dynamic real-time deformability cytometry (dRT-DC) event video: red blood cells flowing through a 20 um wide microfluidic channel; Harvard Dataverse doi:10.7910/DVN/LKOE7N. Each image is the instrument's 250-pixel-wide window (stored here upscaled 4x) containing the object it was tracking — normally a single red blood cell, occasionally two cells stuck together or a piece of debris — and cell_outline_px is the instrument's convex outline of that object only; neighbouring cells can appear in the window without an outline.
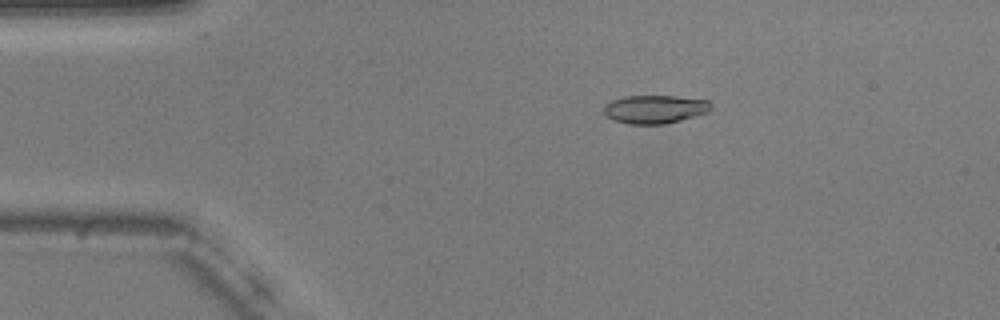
{"species": "common noctule bat (a hibernating species)", "species_latin": "Nyctalus noctula", "temperature_condition": "warm", "stored_images_in_passage": 54, "camera_frame_rate_fps": 3000, "um_per_image_px": 0.085, "animal": {"sex": "male", "body_mass_g": 20.5, "forearm_length_mm": 52.5}, "frame": {"image": 1, "passage_image": 10, "time_ms": 3.0, "image_size_px": [1000, 320], "cell_outline_px": [[712, 108], [708, 112], [680, 120], [664, 124], [628, 124], [612, 120], [604, 112], [604, 104], [612, 100], [624, 96], [676, 96], [708, 100], [712, 104]], "centroid_in_image_um": [55.66, 9.28], "position_along_channel_um": 29.3, "area_um2": 17.74}}
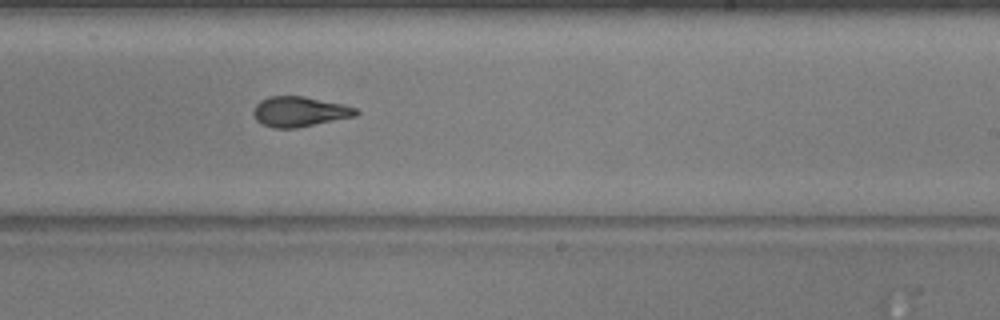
{"frame": {"image": 2, "passage_image": 33, "time_ms": 10.667, "image_size_px": [1000, 320], "cell_outline_px": [[360, 112], [356, 116], [296, 128], [272, 128], [260, 124], [256, 120], [252, 112], [256, 104], [260, 100], [268, 96], [304, 96], [344, 104], [356, 108]], "centroid_in_image_um": [25.44, 9.49], "position_along_channel_um": 263.6, "area_um2": 18.21}}
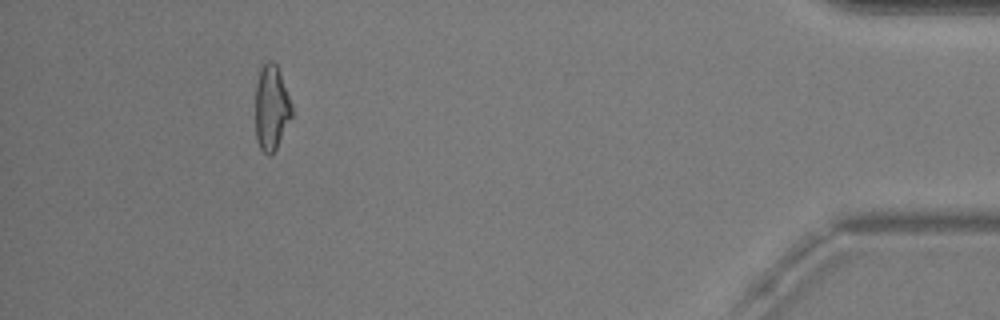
{"frame": {"image": 3, "passage_image": 50, "time_ms": 16.333, "image_size_px": [1000, 320], "cell_outline_px": [[292, 116], [276, 148], [268, 156], [260, 148], [256, 140], [256, 84], [260, 68], [268, 60], [272, 60], [276, 64], [280, 72], [292, 104]], "centroid_in_image_um": [23.07, 9.13], "position_along_channel_um": 412.1, "area_um2": 17.98}, "authors_computed_cell_mechanics": {"area_um2": 18.207, "velocity_mm_per_s": 3.7245, "shape_relaxation_time_tau1_ms": 4.2919, "shape_relaxation_time_tau2_ms": 2.0799, "deformation_change_tau1": 0.1683, "deformation_change_tau2": 0.092}}